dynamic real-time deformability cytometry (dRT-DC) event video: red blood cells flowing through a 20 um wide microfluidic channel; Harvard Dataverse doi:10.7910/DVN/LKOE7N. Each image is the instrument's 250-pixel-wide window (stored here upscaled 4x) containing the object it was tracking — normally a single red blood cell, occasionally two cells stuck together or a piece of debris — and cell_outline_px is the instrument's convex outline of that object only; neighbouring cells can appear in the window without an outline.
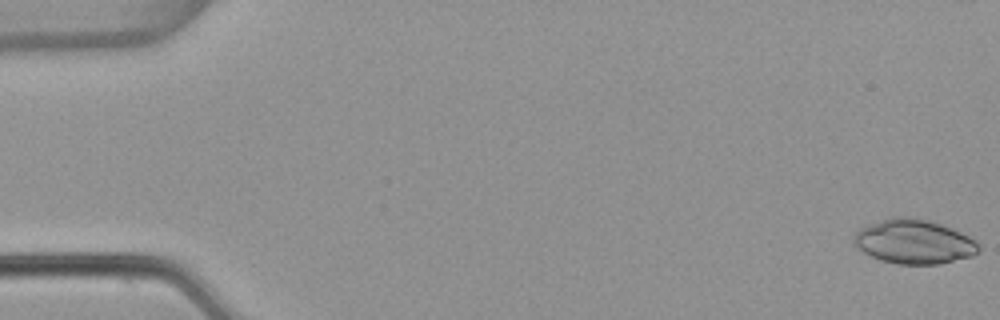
{"species": "common noctule bat (a hibernating species)", "species_latin": "Nyctalus noctula", "temperature_condition": "warm", "stored_images_in_passage": 55, "camera_frame_rate_fps": 3000, "um_per_image_px": 0.085, "animal": {"sex": "female", "body_mass_g": 22.7, "forearm_length_mm": 54.2}, "frame": {"image": 1, "passage_image": 1, "time_ms": 0.0, "image_size_px": [1000, 320], "cell_outline_px": [[980, 248], [972, 256], [940, 264], [896, 264], [880, 260], [864, 252], [852, 240], [856, 232], [860, 228], [868, 224], [892, 216], [908, 216], [932, 220], [960, 232], [976, 240]], "centroid_in_image_um": [77.68, 20.52], "position_along_channel_um": 7.3, "area_um2": 32.31}}
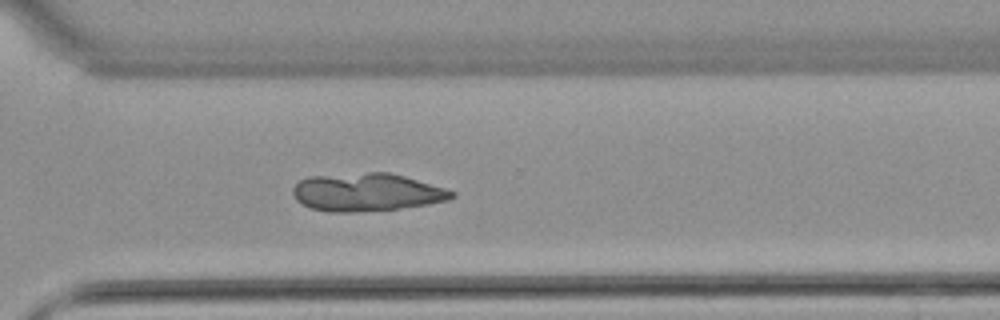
{"frame": {"image": 2, "passage_image": 39, "time_ms": 12.667, "image_size_px": [1000, 320], "cell_outline_px": [[456, 196], [448, 200], [428, 204], [400, 208], [352, 212], [328, 212], [312, 208], [296, 200], [292, 192], [292, 188], [300, 180], [308, 176], [368, 172], [388, 172], [404, 176], [444, 188], [456, 192]], "centroid_in_image_um": [31.16, 16.33], "position_along_channel_um": 339.4, "area_um2": 35.03}}
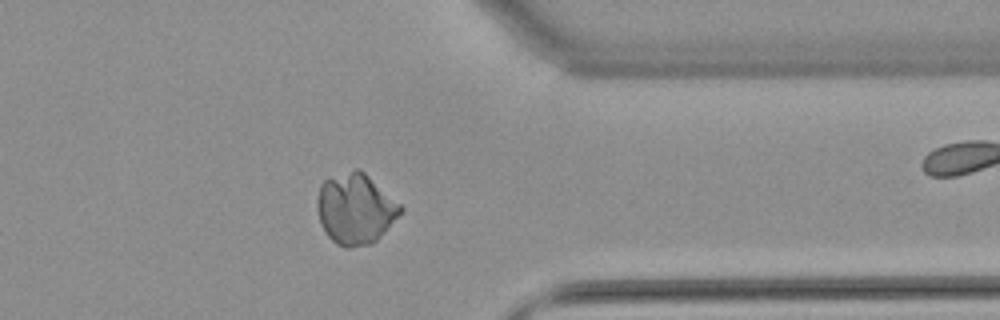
{"frame": {"image": 3, "passage_image": 43, "time_ms": 14.0, "image_size_px": [1000, 320], "cell_outline_px": [[404, 208], [376, 240], [372, 244], [352, 248], [344, 248], [336, 244], [324, 232], [320, 224], [316, 204], [316, 200], [320, 184], [324, 180], [356, 168], [360, 168], [400, 204]], "centroid_in_image_um": [30.16, 17.76], "position_along_channel_um": 381.2, "area_um2": 34.22}}